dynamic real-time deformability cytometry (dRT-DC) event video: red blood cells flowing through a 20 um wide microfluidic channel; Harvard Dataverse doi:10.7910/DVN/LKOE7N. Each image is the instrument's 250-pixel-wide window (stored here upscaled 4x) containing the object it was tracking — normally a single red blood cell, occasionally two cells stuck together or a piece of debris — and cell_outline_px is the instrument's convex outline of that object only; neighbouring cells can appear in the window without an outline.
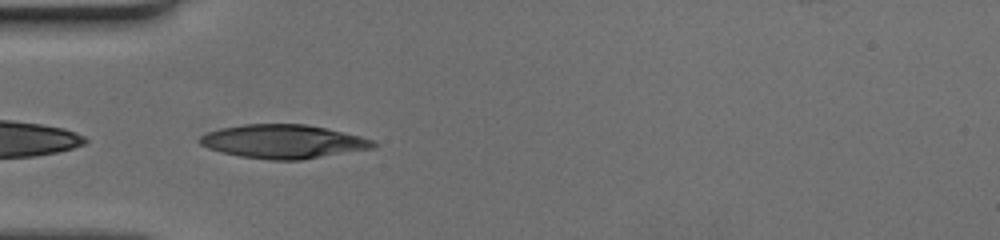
{"species": "human", "species_latin": "Homo sapiens", "temperature_condition": "cold", "stored_images_in_passage": 29, "camera_frame_rate_fps": 3000, "um_per_image_px": 0.085, "donor": {"sex": "female"}, "frame": {"image": 1, "passage_image": 1, "time_ms": 0.0, "image_size_px": [1000, 240], "cell_outline_px": [[380, 144], [376, 148], [300, 160], [268, 160], [240, 156], [220, 152], [208, 148], [200, 144], [196, 140], [200, 136], [208, 132], [220, 128], [244, 124], [304, 124], [324, 128], [360, 136], [372, 140]], "centroid_in_image_um": [24.07, 12.04], "position_along_channel_um": 60.9, "area_um2": 34.22}}
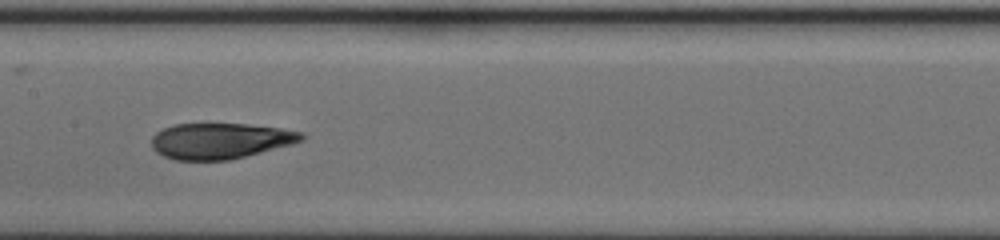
{"frame": {"image": 2, "passage_image": 11, "time_ms": 3.333, "image_size_px": [1000, 240], "cell_outline_px": [[304, 140], [292, 144], [228, 160], [176, 160], [164, 156], [156, 152], [152, 148], [152, 136], [156, 132], [164, 128], [176, 124], [244, 124], [280, 128], [304, 132]], "centroid_in_image_um": [18.71, 11.97], "position_along_channel_um": 188.7, "area_um2": 31.1}}
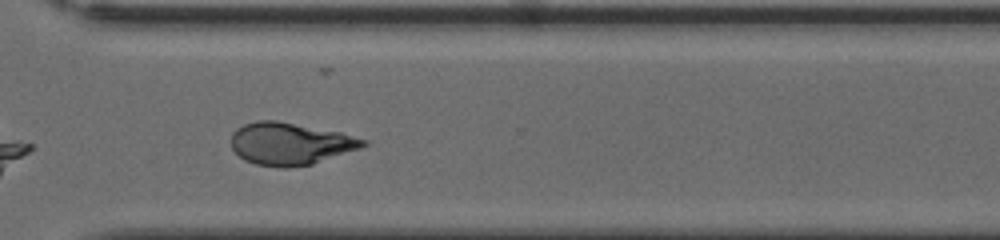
{"frame": {"image": 3, "passage_image": 23, "time_ms": 7.333, "image_size_px": [1000, 240], "cell_outline_px": [[368, 144], [360, 148], [312, 164], [284, 168], [256, 164], [244, 160], [232, 148], [232, 132], [236, 128], [244, 124], [260, 120], [276, 120], [340, 132], [368, 140]], "centroid_in_image_um": [24.67, 12.21], "position_along_channel_um": 345.9, "area_um2": 32.31}}